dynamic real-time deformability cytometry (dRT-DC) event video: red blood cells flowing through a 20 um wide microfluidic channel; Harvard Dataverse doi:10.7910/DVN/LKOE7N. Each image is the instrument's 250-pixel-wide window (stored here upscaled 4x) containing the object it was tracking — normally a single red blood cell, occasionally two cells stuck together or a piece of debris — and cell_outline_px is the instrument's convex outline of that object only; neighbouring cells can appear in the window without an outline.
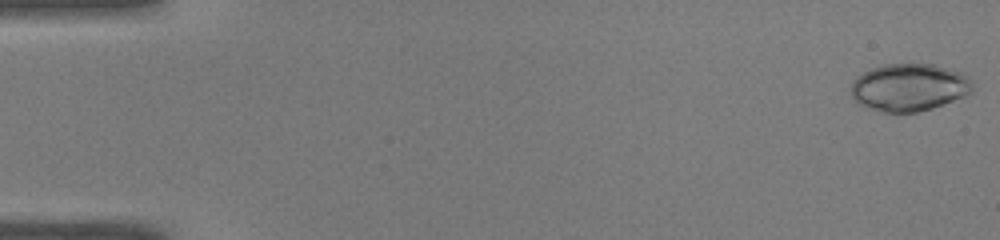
{"species": "common noctule bat (a hibernating species)", "species_latin": "Nyctalus noctula", "temperature_condition": "warm", "stored_images_in_passage": 50, "camera_frame_rate_fps": 3000, "um_per_image_px": 0.085, "animal": {"sex": "male", "body_mass_g": 19.0, "forearm_length_mm": 50.8}, "frame": {"image": 1, "passage_image": 1, "time_ms": 0.0, "image_size_px": [1000, 240], "cell_outline_px": [[972, 92], [964, 96], [932, 108], [916, 112], [884, 112], [860, 104], [852, 96], [852, 80], [856, 76], [872, 68], [884, 64], [936, 64], [960, 72], [968, 76], [972, 80]], "centroid_in_image_um": [77.29, 7.41], "position_along_channel_um": 7.7, "area_um2": 33.47}}
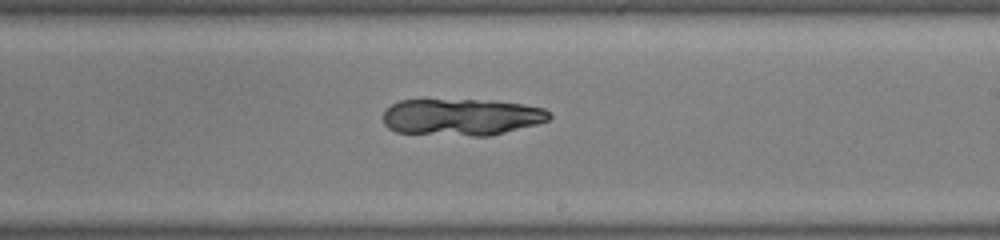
{"frame": {"image": 2, "passage_image": 30, "time_ms": 9.667, "image_size_px": [1000, 240], "cell_outline_px": [[552, 116], [548, 120], [536, 124], [492, 136], [472, 136], [396, 132], [388, 128], [384, 124], [384, 112], [392, 104], [400, 100], [492, 100], [524, 104], [544, 108], [552, 112]], "centroid_in_image_um": [39.28, 9.95], "position_along_channel_um": 249.7, "area_um2": 35.84}}
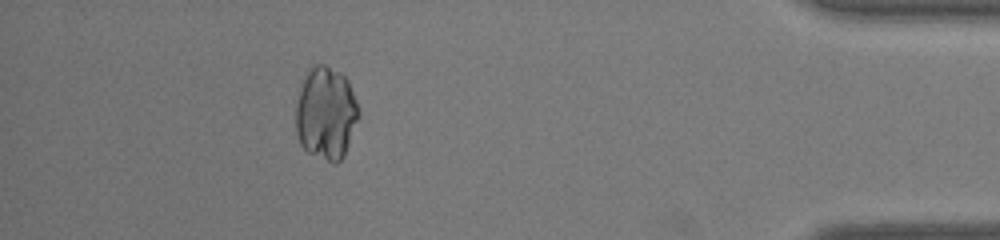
{"frame": {"image": 3, "passage_image": 45, "time_ms": 14.667, "image_size_px": [1000, 240], "cell_outline_px": [[360, 116], [344, 156], [336, 164], [332, 164], [308, 152], [300, 144], [296, 132], [296, 104], [300, 88], [304, 76], [316, 64], [324, 64], [340, 72], [348, 80], [360, 108]], "centroid_in_image_um": [27.73, 9.65], "position_along_channel_um": 407.5, "area_um2": 34.33}}